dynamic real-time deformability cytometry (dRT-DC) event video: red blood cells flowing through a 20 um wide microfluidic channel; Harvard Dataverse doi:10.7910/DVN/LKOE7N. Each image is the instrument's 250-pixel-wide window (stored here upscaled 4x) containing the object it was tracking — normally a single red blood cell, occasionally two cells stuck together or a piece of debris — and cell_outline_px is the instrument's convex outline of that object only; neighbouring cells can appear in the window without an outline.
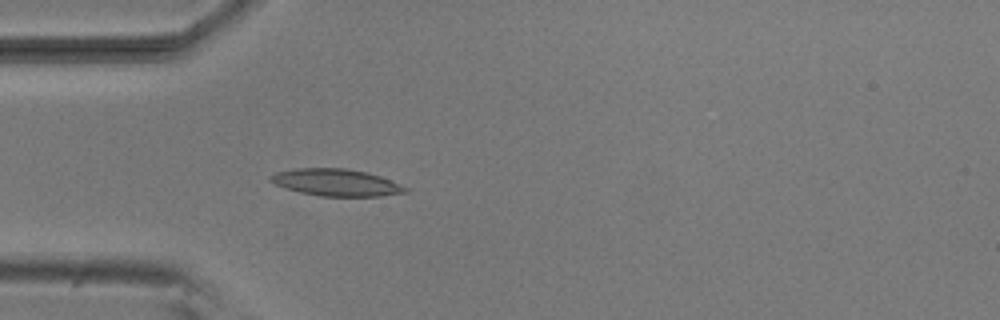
{"species": "common noctule bat (a hibernating species)", "species_latin": "Nyctalus noctula", "temperature_condition": "room temperature", "stored_images_in_passage": 18, "camera_frame_rate_fps": 3000, "um_per_image_px": 0.085, "animal": {"sex": "male", "body_mass_g": 20.5, "forearm_length_mm": 52.5}, "frame": {"image": 1, "passage_image": 15, "time_ms": 4.667, "image_size_px": [1000, 320], "cell_outline_px": [[408, 192], [380, 196], [320, 196], [300, 192], [284, 188], [268, 180], [268, 176], [276, 172], [296, 168], [344, 168], [368, 172], [380, 176], [408, 188]], "centroid_in_image_um": [28.54, 15.51], "position_along_channel_um": 56.5, "area_um2": 21.21}}